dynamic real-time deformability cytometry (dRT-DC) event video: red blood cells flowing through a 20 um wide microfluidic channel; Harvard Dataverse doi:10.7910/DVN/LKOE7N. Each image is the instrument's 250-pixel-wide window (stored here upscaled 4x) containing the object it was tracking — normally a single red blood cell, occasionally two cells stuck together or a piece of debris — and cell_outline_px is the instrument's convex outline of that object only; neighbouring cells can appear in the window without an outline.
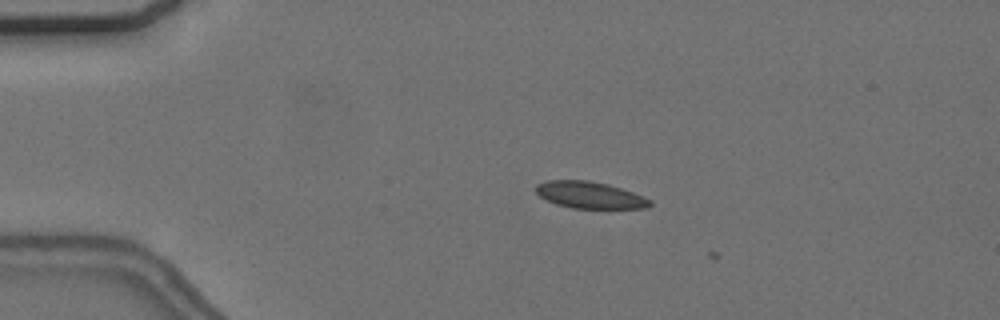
{"species": "common noctule bat (a hibernating species)", "species_latin": "Nyctalus noctula", "temperature_condition": "cold", "stored_images_in_passage": 2, "camera_frame_rate_fps": 3000, "um_per_image_px": 0.085, "animal": {"sex": "female", "body_mass_g": 24.6, "forearm_length_mm": 56.2}, "frame": {"image": 1, "passage_image": 1, "time_ms": 0.0, "image_size_px": [1000, 320], "cell_outline_px": [[652, 204], [648, 208], [572, 208], [556, 204], [540, 196], [536, 192], [536, 184], [548, 180], [588, 180], [608, 184], [632, 192], [652, 200]], "centroid_in_image_um": [50.14, 16.57], "position_along_channel_um": 34.9, "area_um2": 17.69}}